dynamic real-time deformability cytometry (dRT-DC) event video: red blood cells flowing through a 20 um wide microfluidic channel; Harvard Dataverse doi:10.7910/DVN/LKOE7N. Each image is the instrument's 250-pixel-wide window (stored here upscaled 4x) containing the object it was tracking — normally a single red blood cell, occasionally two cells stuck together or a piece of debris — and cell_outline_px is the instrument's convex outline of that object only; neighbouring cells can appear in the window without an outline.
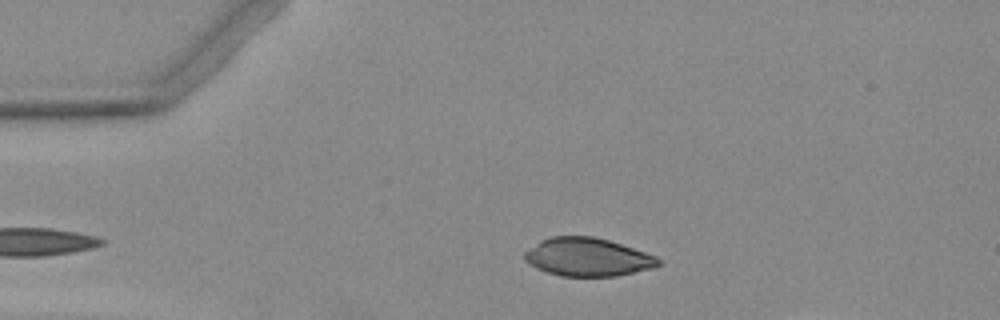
{"species": "Egyptian fruit bat (a non-hibernating species)", "species_latin": "Rousettus aegyptiacus", "temperature_condition": "warm", "stored_images_in_passage": 3, "camera_frame_rate_fps": 3000, "um_per_image_px": 0.085, "animal": {"sex": "female"}, "frame": {"image": 1, "passage_image": 3, "time_ms": 2.667, "image_size_px": [1000, 320], "cell_outline_px": [[660, 264], [656, 268], [616, 276], [560, 276], [536, 268], [524, 260], [524, 252], [540, 240], [548, 236], [592, 236], [608, 240], [656, 256], [660, 260]], "centroid_in_image_um": [49.93, 21.85], "position_along_channel_um": 35.1, "area_um2": 29.82}}